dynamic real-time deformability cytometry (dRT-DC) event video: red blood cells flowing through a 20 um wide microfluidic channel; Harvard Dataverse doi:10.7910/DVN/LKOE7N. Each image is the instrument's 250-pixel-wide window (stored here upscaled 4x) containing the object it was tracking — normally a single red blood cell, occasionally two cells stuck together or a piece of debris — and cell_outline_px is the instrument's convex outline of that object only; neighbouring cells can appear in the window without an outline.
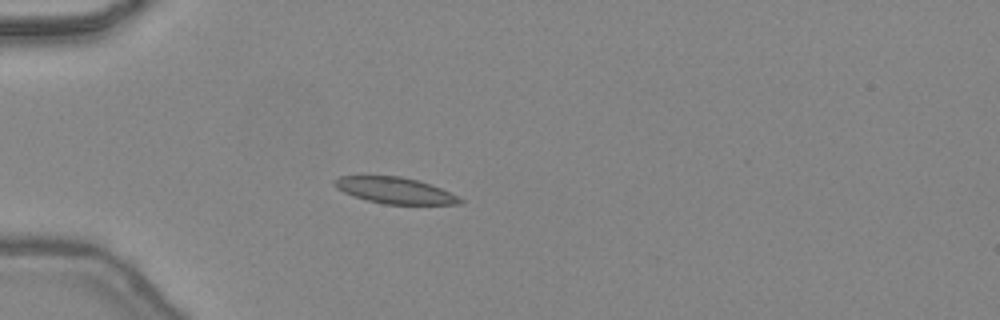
{"species": "common noctule bat (a hibernating species)", "species_latin": "Nyctalus noctula", "temperature_condition": "warm", "stored_images_in_passage": 34, "camera_frame_rate_fps": 3000, "um_per_image_px": 0.085, "animal": {"sex": "female", "body_mass_g": 24.6, "forearm_length_mm": 56.2}, "frame": {"image": 1, "passage_image": 1, "time_ms": 0.0, "image_size_px": [1000, 320], "cell_outline_px": [[464, 200], [460, 204], [384, 204], [352, 196], [336, 188], [332, 184], [332, 180], [340, 176], [400, 176], [416, 180], [440, 188]], "centroid_in_image_um": [33.5, 16.18], "position_along_channel_um": 51.5, "area_um2": 18.96}}
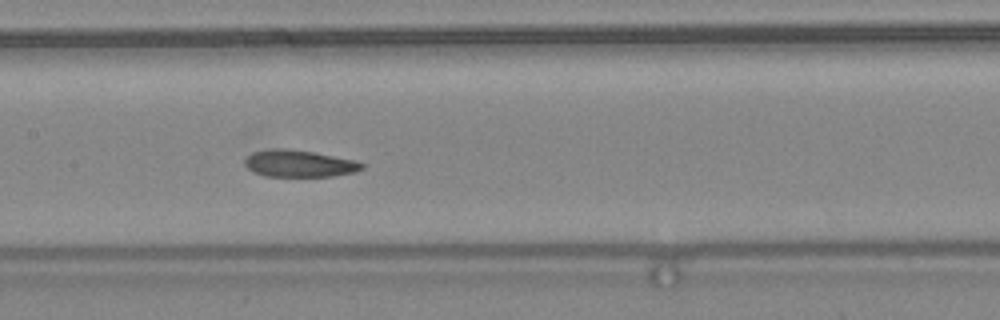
{"frame": {"image": 2, "passage_image": 11, "time_ms": 3.333, "image_size_px": [1000, 320], "cell_outline_px": [[364, 168], [352, 172], [332, 176], [264, 176], [248, 168], [244, 164], [244, 160], [252, 152], [268, 148], [284, 148], [312, 152], [356, 160], [364, 164]], "centroid_in_image_um": [25.4, 13.89], "position_along_channel_um": 182.0, "area_um2": 18.26}}
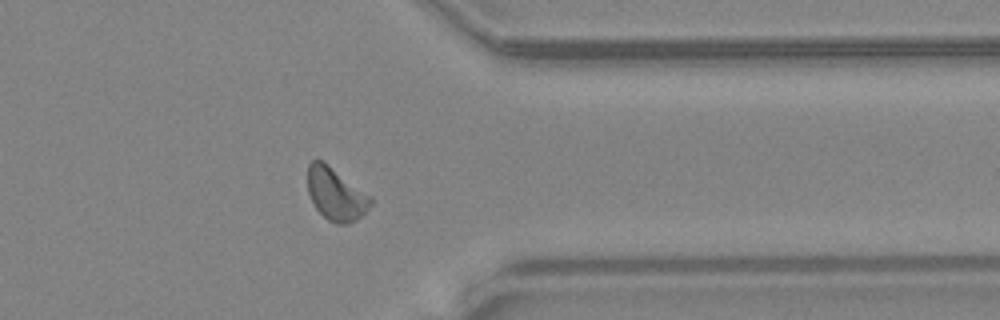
{"frame": {"image": 3, "passage_image": 25, "time_ms": 8.0, "image_size_px": [1000, 320], "cell_outline_px": [[372, 204], [356, 220], [348, 224], [336, 224], [328, 220], [316, 208], [308, 192], [308, 164], [316, 156], [324, 160], [372, 196]], "centroid_in_image_um": [28.54, 16.45], "position_along_channel_um": 382.9, "area_um2": 19.59}, "authors_computed_cell_mechanics": {"area_um2": 18.7561, "velocity_mm_per_s": 4.4536, "shape_relaxation_time_tau1_ms": null, "shape_relaxation_time_tau2_ms": 2.3113, "deformation_change_tau1": null, "deformation_change_tau2": 0.0758}}